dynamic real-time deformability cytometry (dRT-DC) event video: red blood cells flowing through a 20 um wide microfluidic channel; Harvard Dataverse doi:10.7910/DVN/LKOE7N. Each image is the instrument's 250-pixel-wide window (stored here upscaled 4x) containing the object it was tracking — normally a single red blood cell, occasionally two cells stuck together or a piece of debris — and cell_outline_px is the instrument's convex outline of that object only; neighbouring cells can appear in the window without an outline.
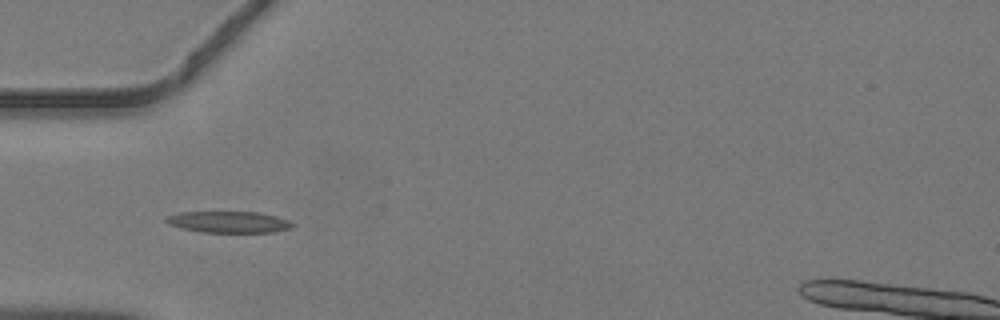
{"species": "common noctule bat (a hibernating species)", "species_latin": "Nyctalus noctula", "temperature_condition": "warm", "stored_images_in_passage": 36, "segment_of_instrument_passage": [1, 2], "camera_frame_rate_fps": 3000, "um_per_image_px": 0.085, "animal": {"sex": "male", "body_mass_g": 19.2, "forearm_length_mm": 51.8}, "frame": {"image": 1, "passage_image": 4, "time_ms": 1.0, "image_size_px": [1000, 320], "cell_outline_px": [[292, 228], [272, 232], [204, 232], [184, 228], [168, 224], [164, 220], [168, 216], [180, 212], [256, 212], [276, 216], [288, 220], [292, 224]], "centroid_in_image_um": [19.44, 18.86], "position_along_channel_um": 65.6, "area_um2": 15.49}}
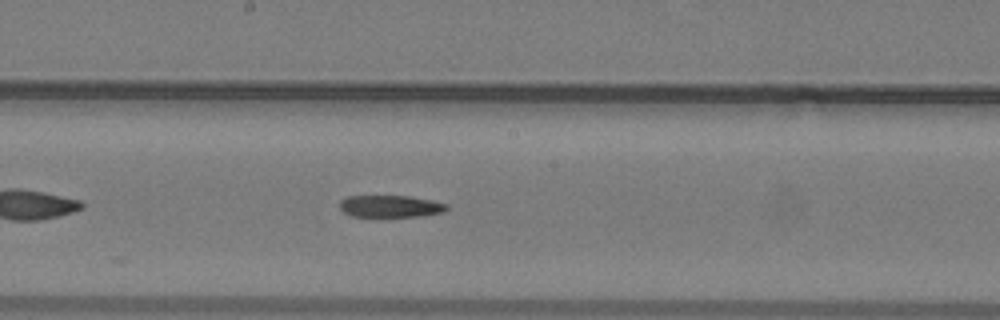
{"frame": {"image": 2, "passage_image": 14, "time_ms": 4.333, "image_size_px": [1000, 320], "cell_outline_px": [[448, 208], [444, 212], [420, 216], [352, 216], [344, 212], [340, 208], [340, 200], [348, 196], [408, 196], [432, 200], [448, 204]], "centroid_in_image_um": [33.2, 17.52], "position_along_channel_um": 215.0, "area_um2": 13.64}}
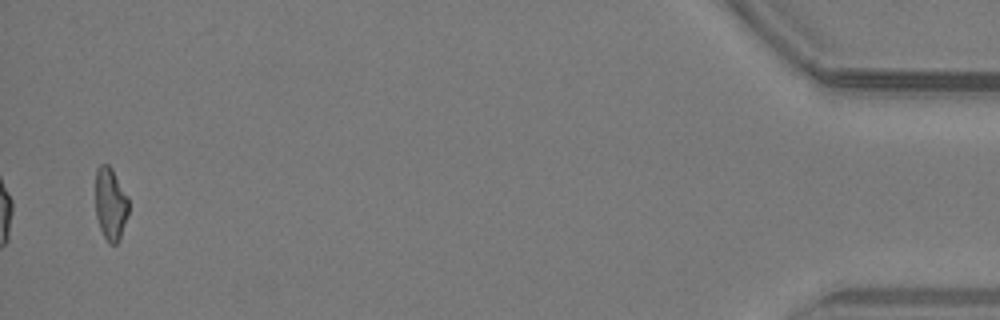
{"frame": {"image": 3, "passage_image": 34, "time_ms": 11.0, "image_size_px": [1000, 320], "cell_outline_px": [[128, 216], [120, 240], [116, 244], [108, 244], [100, 228], [96, 216], [96, 168], [100, 164], [108, 164], [112, 168], [128, 196]], "centroid_in_image_um": [9.41, 17.34], "position_along_channel_um": 425.8, "area_um2": 14.22}}